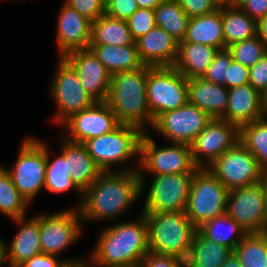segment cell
Segmentation results:
<instances>
[{
	"label": "cell",
	"instance_id": "obj_29",
	"mask_svg": "<svg viewBox=\"0 0 267 267\" xmlns=\"http://www.w3.org/2000/svg\"><path fill=\"white\" fill-rule=\"evenodd\" d=\"M197 231L205 239L226 246L232 250H234L247 235L246 231L239 223L230 218L227 214L205 222Z\"/></svg>",
	"mask_w": 267,
	"mask_h": 267
},
{
	"label": "cell",
	"instance_id": "obj_3",
	"mask_svg": "<svg viewBox=\"0 0 267 267\" xmlns=\"http://www.w3.org/2000/svg\"><path fill=\"white\" fill-rule=\"evenodd\" d=\"M150 66L134 71L116 72L111 80L105 103L120 124L133 125L146 132L152 128V115L148 108L146 82Z\"/></svg>",
	"mask_w": 267,
	"mask_h": 267
},
{
	"label": "cell",
	"instance_id": "obj_11",
	"mask_svg": "<svg viewBox=\"0 0 267 267\" xmlns=\"http://www.w3.org/2000/svg\"><path fill=\"white\" fill-rule=\"evenodd\" d=\"M54 73L50 95L57 107L52 120L58 126L71 115L91 107L96 101L86 92L76 71L62 57L58 58Z\"/></svg>",
	"mask_w": 267,
	"mask_h": 267
},
{
	"label": "cell",
	"instance_id": "obj_9",
	"mask_svg": "<svg viewBox=\"0 0 267 267\" xmlns=\"http://www.w3.org/2000/svg\"><path fill=\"white\" fill-rule=\"evenodd\" d=\"M146 96L153 125L160 114L178 109L189 101L188 79L174 66H150Z\"/></svg>",
	"mask_w": 267,
	"mask_h": 267
},
{
	"label": "cell",
	"instance_id": "obj_39",
	"mask_svg": "<svg viewBox=\"0 0 267 267\" xmlns=\"http://www.w3.org/2000/svg\"><path fill=\"white\" fill-rule=\"evenodd\" d=\"M126 21L134 40L156 26L154 10L148 8H138Z\"/></svg>",
	"mask_w": 267,
	"mask_h": 267
},
{
	"label": "cell",
	"instance_id": "obj_41",
	"mask_svg": "<svg viewBox=\"0 0 267 267\" xmlns=\"http://www.w3.org/2000/svg\"><path fill=\"white\" fill-rule=\"evenodd\" d=\"M138 8L136 0L105 1V14L114 19L127 20Z\"/></svg>",
	"mask_w": 267,
	"mask_h": 267
},
{
	"label": "cell",
	"instance_id": "obj_53",
	"mask_svg": "<svg viewBox=\"0 0 267 267\" xmlns=\"http://www.w3.org/2000/svg\"><path fill=\"white\" fill-rule=\"evenodd\" d=\"M3 263H7L6 262V254H5V242L4 240L0 237V266Z\"/></svg>",
	"mask_w": 267,
	"mask_h": 267
},
{
	"label": "cell",
	"instance_id": "obj_1",
	"mask_svg": "<svg viewBox=\"0 0 267 267\" xmlns=\"http://www.w3.org/2000/svg\"><path fill=\"white\" fill-rule=\"evenodd\" d=\"M140 198L141 179L138 171L103 172L82 193L78 209L83 225L101 220L114 223Z\"/></svg>",
	"mask_w": 267,
	"mask_h": 267
},
{
	"label": "cell",
	"instance_id": "obj_49",
	"mask_svg": "<svg viewBox=\"0 0 267 267\" xmlns=\"http://www.w3.org/2000/svg\"><path fill=\"white\" fill-rule=\"evenodd\" d=\"M163 0H136L139 8H148L154 10Z\"/></svg>",
	"mask_w": 267,
	"mask_h": 267
},
{
	"label": "cell",
	"instance_id": "obj_23",
	"mask_svg": "<svg viewBox=\"0 0 267 267\" xmlns=\"http://www.w3.org/2000/svg\"><path fill=\"white\" fill-rule=\"evenodd\" d=\"M60 152L65 156L71 181L83 193L103 173L83 143L61 136Z\"/></svg>",
	"mask_w": 267,
	"mask_h": 267
},
{
	"label": "cell",
	"instance_id": "obj_27",
	"mask_svg": "<svg viewBox=\"0 0 267 267\" xmlns=\"http://www.w3.org/2000/svg\"><path fill=\"white\" fill-rule=\"evenodd\" d=\"M89 49L94 52L111 74L134 71L144 66L139 58L135 42L126 46L89 45Z\"/></svg>",
	"mask_w": 267,
	"mask_h": 267
},
{
	"label": "cell",
	"instance_id": "obj_33",
	"mask_svg": "<svg viewBox=\"0 0 267 267\" xmlns=\"http://www.w3.org/2000/svg\"><path fill=\"white\" fill-rule=\"evenodd\" d=\"M154 14L156 26L162 27L178 42L184 39L190 17L177 0H163L154 9Z\"/></svg>",
	"mask_w": 267,
	"mask_h": 267
},
{
	"label": "cell",
	"instance_id": "obj_31",
	"mask_svg": "<svg viewBox=\"0 0 267 267\" xmlns=\"http://www.w3.org/2000/svg\"><path fill=\"white\" fill-rule=\"evenodd\" d=\"M225 48L258 35L257 22L237 7H222Z\"/></svg>",
	"mask_w": 267,
	"mask_h": 267
},
{
	"label": "cell",
	"instance_id": "obj_8",
	"mask_svg": "<svg viewBox=\"0 0 267 267\" xmlns=\"http://www.w3.org/2000/svg\"><path fill=\"white\" fill-rule=\"evenodd\" d=\"M228 192L208 168H198L191 182L186 216L198 229L205 222L226 214Z\"/></svg>",
	"mask_w": 267,
	"mask_h": 267
},
{
	"label": "cell",
	"instance_id": "obj_17",
	"mask_svg": "<svg viewBox=\"0 0 267 267\" xmlns=\"http://www.w3.org/2000/svg\"><path fill=\"white\" fill-rule=\"evenodd\" d=\"M120 125L116 115L105 102H95L91 107L71 115L60 126L67 132L62 136L69 141L86 140L110 133Z\"/></svg>",
	"mask_w": 267,
	"mask_h": 267
},
{
	"label": "cell",
	"instance_id": "obj_37",
	"mask_svg": "<svg viewBox=\"0 0 267 267\" xmlns=\"http://www.w3.org/2000/svg\"><path fill=\"white\" fill-rule=\"evenodd\" d=\"M227 49L231 52L234 61L247 68L254 66L260 58L267 54V49L259 35L251 39L235 42L228 46Z\"/></svg>",
	"mask_w": 267,
	"mask_h": 267
},
{
	"label": "cell",
	"instance_id": "obj_40",
	"mask_svg": "<svg viewBox=\"0 0 267 267\" xmlns=\"http://www.w3.org/2000/svg\"><path fill=\"white\" fill-rule=\"evenodd\" d=\"M105 1L106 0H65L64 2L77 10L81 15L94 22L98 17L105 14Z\"/></svg>",
	"mask_w": 267,
	"mask_h": 267
},
{
	"label": "cell",
	"instance_id": "obj_5",
	"mask_svg": "<svg viewBox=\"0 0 267 267\" xmlns=\"http://www.w3.org/2000/svg\"><path fill=\"white\" fill-rule=\"evenodd\" d=\"M144 215L148 224L149 252L186 261L197 228L185 211Z\"/></svg>",
	"mask_w": 267,
	"mask_h": 267
},
{
	"label": "cell",
	"instance_id": "obj_25",
	"mask_svg": "<svg viewBox=\"0 0 267 267\" xmlns=\"http://www.w3.org/2000/svg\"><path fill=\"white\" fill-rule=\"evenodd\" d=\"M181 42L201 43L218 50L225 49L222 8L210 14L190 18Z\"/></svg>",
	"mask_w": 267,
	"mask_h": 267
},
{
	"label": "cell",
	"instance_id": "obj_38",
	"mask_svg": "<svg viewBox=\"0 0 267 267\" xmlns=\"http://www.w3.org/2000/svg\"><path fill=\"white\" fill-rule=\"evenodd\" d=\"M232 60V54L227 48L218 50L202 78L226 87L227 69Z\"/></svg>",
	"mask_w": 267,
	"mask_h": 267
},
{
	"label": "cell",
	"instance_id": "obj_18",
	"mask_svg": "<svg viewBox=\"0 0 267 267\" xmlns=\"http://www.w3.org/2000/svg\"><path fill=\"white\" fill-rule=\"evenodd\" d=\"M77 73L86 92L96 101L105 102L111 73L91 49L71 51L62 57Z\"/></svg>",
	"mask_w": 267,
	"mask_h": 267
},
{
	"label": "cell",
	"instance_id": "obj_16",
	"mask_svg": "<svg viewBox=\"0 0 267 267\" xmlns=\"http://www.w3.org/2000/svg\"><path fill=\"white\" fill-rule=\"evenodd\" d=\"M226 214L249 233L265 232L264 179L257 184L230 190Z\"/></svg>",
	"mask_w": 267,
	"mask_h": 267
},
{
	"label": "cell",
	"instance_id": "obj_51",
	"mask_svg": "<svg viewBox=\"0 0 267 267\" xmlns=\"http://www.w3.org/2000/svg\"><path fill=\"white\" fill-rule=\"evenodd\" d=\"M213 2L218 8L238 6V0H213Z\"/></svg>",
	"mask_w": 267,
	"mask_h": 267
},
{
	"label": "cell",
	"instance_id": "obj_7",
	"mask_svg": "<svg viewBox=\"0 0 267 267\" xmlns=\"http://www.w3.org/2000/svg\"><path fill=\"white\" fill-rule=\"evenodd\" d=\"M20 145L13 166L4 168L10 174L16 189L31 205L45 185L47 164L45 142L40 138L27 136Z\"/></svg>",
	"mask_w": 267,
	"mask_h": 267
},
{
	"label": "cell",
	"instance_id": "obj_42",
	"mask_svg": "<svg viewBox=\"0 0 267 267\" xmlns=\"http://www.w3.org/2000/svg\"><path fill=\"white\" fill-rule=\"evenodd\" d=\"M81 260L83 259H62L54 255L40 253L38 255L33 256L29 260L21 263L17 267H64L67 263H75Z\"/></svg>",
	"mask_w": 267,
	"mask_h": 267
},
{
	"label": "cell",
	"instance_id": "obj_32",
	"mask_svg": "<svg viewBox=\"0 0 267 267\" xmlns=\"http://www.w3.org/2000/svg\"><path fill=\"white\" fill-rule=\"evenodd\" d=\"M45 151L47 155V164L44 189H46L47 192L54 194L65 193L71 189L75 190L80 198L79 203L76 206V208H79L82 202V192L71 181L65 156L60 152L58 156L52 160L50 154L51 150L46 142Z\"/></svg>",
	"mask_w": 267,
	"mask_h": 267
},
{
	"label": "cell",
	"instance_id": "obj_19",
	"mask_svg": "<svg viewBox=\"0 0 267 267\" xmlns=\"http://www.w3.org/2000/svg\"><path fill=\"white\" fill-rule=\"evenodd\" d=\"M92 21L63 2L57 18L56 42L59 57L71 51L88 49Z\"/></svg>",
	"mask_w": 267,
	"mask_h": 267
},
{
	"label": "cell",
	"instance_id": "obj_34",
	"mask_svg": "<svg viewBox=\"0 0 267 267\" xmlns=\"http://www.w3.org/2000/svg\"><path fill=\"white\" fill-rule=\"evenodd\" d=\"M239 141L254 155L259 166L267 170V118L250 122L239 128Z\"/></svg>",
	"mask_w": 267,
	"mask_h": 267
},
{
	"label": "cell",
	"instance_id": "obj_13",
	"mask_svg": "<svg viewBox=\"0 0 267 267\" xmlns=\"http://www.w3.org/2000/svg\"><path fill=\"white\" fill-rule=\"evenodd\" d=\"M194 173L153 175L141 213L185 211Z\"/></svg>",
	"mask_w": 267,
	"mask_h": 267
},
{
	"label": "cell",
	"instance_id": "obj_2",
	"mask_svg": "<svg viewBox=\"0 0 267 267\" xmlns=\"http://www.w3.org/2000/svg\"><path fill=\"white\" fill-rule=\"evenodd\" d=\"M110 225V226H109ZM101 230L88 259L97 267H139L149 253L148 224L138 219L109 224Z\"/></svg>",
	"mask_w": 267,
	"mask_h": 267
},
{
	"label": "cell",
	"instance_id": "obj_55",
	"mask_svg": "<svg viewBox=\"0 0 267 267\" xmlns=\"http://www.w3.org/2000/svg\"><path fill=\"white\" fill-rule=\"evenodd\" d=\"M262 110L264 116L267 118V90L262 94Z\"/></svg>",
	"mask_w": 267,
	"mask_h": 267
},
{
	"label": "cell",
	"instance_id": "obj_47",
	"mask_svg": "<svg viewBox=\"0 0 267 267\" xmlns=\"http://www.w3.org/2000/svg\"><path fill=\"white\" fill-rule=\"evenodd\" d=\"M238 7L256 22L267 14V0H241Z\"/></svg>",
	"mask_w": 267,
	"mask_h": 267
},
{
	"label": "cell",
	"instance_id": "obj_54",
	"mask_svg": "<svg viewBox=\"0 0 267 267\" xmlns=\"http://www.w3.org/2000/svg\"><path fill=\"white\" fill-rule=\"evenodd\" d=\"M264 194H265V232H267V179L264 177Z\"/></svg>",
	"mask_w": 267,
	"mask_h": 267
},
{
	"label": "cell",
	"instance_id": "obj_22",
	"mask_svg": "<svg viewBox=\"0 0 267 267\" xmlns=\"http://www.w3.org/2000/svg\"><path fill=\"white\" fill-rule=\"evenodd\" d=\"M19 226L10 244L5 242L6 262L14 267L42 253L39 233V213L30 218L13 219Z\"/></svg>",
	"mask_w": 267,
	"mask_h": 267
},
{
	"label": "cell",
	"instance_id": "obj_57",
	"mask_svg": "<svg viewBox=\"0 0 267 267\" xmlns=\"http://www.w3.org/2000/svg\"><path fill=\"white\" fill-rule=\"evenodd\" d=\"M264 177L267 179V170L265 171Z\"/></svg>",
	"mask_w": 267,
	"mask_h": 267
},
{
	"label": "cell",
	"instance_id": "obj_36",
	"mask_svg": "<svg viewBox=\"0 0 267 267\" xmlns=\"http://www.w3.org/2000/svg\"><path fill=\"white\" fill-rule=\"evenodd\" d=\"M233 252L241 267H267V232L247 234Z\"/></svg>",
	"mask_w": 267,
	"mask_h": 267
},
{
	"label": "cell",
	"instance_id": "obj_12",
	"mask_svg": "<svg viewBox=\"0 0 267 267\" xmlns=\"http://www.w3.org/2000/svg\"><path fill=\"white\" fill-rule=\"evenodd\" d=\"M83 222L78 208L39 213V233L42 253L59 257L83 234Z\"/></svg>",
	"mask_w": 267,
	"mask_h": 267
},
{
	"label": "cell",
	"instance_id": "obj_15",
	"mask_svg": "<svg viewBox=\"0 0 267 267\" xmlns=\"http://www.w3.org/2000/svg\"><path fill=\"white\" fill-rule=\"evenodd\" d=\"M239 141V128L221 118H212L190 144L197 168H208Z\"/></svg>",
	"mask_w": 267,
	"mask_h": 267
},
{
	"label": "cell",
	"instance_id": "obj_28",
	"mask_svg": "<svg viewBox=\"0 0 267 267\" xmlns=\"http://www.w3.org/2000/svg\"><path fill=\"white\" fill-rule=\"evenodd\" d=\"M134 42L126 20L104 14L92 22L90 45L126 46Z\"/></svg>",
	"mask_w": 267,
	"mask_h": 267
},
{
	"label": "cell",
	"instance_id": "obj_46",
	"mask_svg": "<svg viewBox=\"0 0 267 267\" xmlns=\"http://www.w3.org/2000/svg\"><path fill=\"white\" fill-rule=\"evenodd\" d=\"M227 70L226 88L231 89L241 85L249 84V68L232 60Z\"/></svg>",
	"mask_w": 267,
	"mask_h": 267
},
{
	"label": "cell",
	"instance_id": "obj_10",
	"mask_svg": "<svg viewBox=\"0 0 267 267\" xmlns=\"http://www.w3.org/2000/svg\"><path fill=\"white\" fill-rule=\"evenodd\" d=\"M208 170L229 191L260 183L265 174L254 155L240 141L217 158Z\"/></svg>",
	"mask_w": 267,
	"mask_h": 267
},
{
	"label": "cell",
	"instance_id": "obj_44",
	"mask_svg": "<svg viewBox=\"0 0 267 267\" xmlns=\"http://www.w3.org/2000/svg\"><path fill=\"white\" fill-rule=\"evenodd\" d=\"M186 14L192 18L210 14L219 9L213 0H177Z\"/></svg>",
	"mask_w": 267,
	"mask_h": 267
},
{
	"label": "cell",
	"instance_id": "obj_45",
	"mask_svg": "<svg viewBox=\"0 0 267 267\" xmlns=\"http://www.w3.org/2000/svg\"><path fill=\"white\" fill-rule=\"evenodd\" d=\"M139 267H186V265L180 258L149 252Z\"/></svg>",
	"mask_w": 267,
	"mask_h": 267
},
{
	"label": "cell",
	"instance_id": "obj_21",
	"mask_svg": "<svg viewBox=\"0 0 267 267\" xmlns=\"http://www.w3.org/2000/svg\"><path fill=\"white\" fill-rule=\"evenodd\" d=\"M262 95L250 84L229 89L228 104L221 119L236 125L238 128L250 122L262 119Z\"/></svg>",
	"mask_w": 267,
	"mask_h": 267
},
{
	"label": "cell",
	"instance_id": "obj_30",
	"mask_svg": "<svg viewBox=\"0 0 267 267\" xmlns=\"http://www.w3.org/2000/svg\"><path fill=\"white\" fill-rule=\"evenodd\" d=\"M232 252V249L207 240L196 231L185 265L186 267H220Z\"/></svg>",
	"mask_w": 267,
	"mask_h": 267
},
{
	"label": "cell",
	"instance_id": "obj_43",
	"mask_svg": "<svg viewBox=\"0 0 267 267\" xmlns=\"http://www.w3.org/2000/svg\"><path fill=\"white\" fill-rule=\"evenodd\" d=\"M249 84L261 95L267 90V54L249 68Z\"/></svg>",
	"mask_w": 267,
	"mask_h": 267
},
{
	"label": "cell",
	"instance_id": "obj_50",
	"mask_svg": "<svg viewBox=\"0 0 267 267\" xmlns=\"http://www.w3.org/2000/svg\"><path fill=\"white\" fill-rule=\"evenodd\" d=\"M220 267H241L239 258L232 252Z\"/></svg>",
	"mask_w": 267,
	"mask_h": 267
},
{
	"label": "cell",
	"instance_id": "obj_6",
	"mask_svg": "<svg viewBox=\"0 0 267 267\" xmlns=\"http://www.w3.org/2000/svg\"><path fill=\"white\" fill-rule=\"evenodd\" d=\"M150 135L147 130L140 140L138 172L141 179V196L146 190L147 172H150L149 175L182 174L195 173L198 169L193 163L190 145L170 143L171 145L158 148Z\"/></svg>",
	"mask_w": 267,
	"mask_h": 267
},
{
	"label": "cell",
	"instance_id": "obj_35",
	"mask_svg": "<svg viewBox=\"0 0 267 267\" xmlns=\"http://www.w3.org/2000/svg\"><path fill=\"white\" fill-rule=\"evenodd\" d=\"M30 205L14 186L10 174L0 165V213L9 219L24 218Z\"/></svg>",
	"mask_w": 267,
	"mask_h": 267
},
{
	"label": "cell",
	"instance_id": "obj_48",
	"mask_svg": "<svg viewBox=\"0 0 267 267\" xmlns=\"http://www.w3.org/2000/svg\"><path fill=\"white\" fill-rule=\"evenodd\" d=\"M257 32L267 49V14L257 22Z\"/></svg>",
	"mask_w": 267,
	"mask_h": 267
},
{
	"label": "cell",
	"instance_id": "obj_4",
	"mask_svg": "<svg viewBox=\"0 0 267 267\" xmlns=\"http://www.w3.org/2000/svg\"><path fill=\"white\" fill-rule=\"evenodd\" d=\"M143 133L136 126L120 124L110 133L88 139L83 144L103 172L138 171L139 163H136V166L135 164L127 166L129 164L127 162H130L131 158L139 159L140 140ZM116 166H118L117 170Z\"/></svg>",
	"mask_w": 267,
	"mask_h": 267
},
{
	"label": "cell",
	"instance_id": "obj_24",
	"mask_svg": "<svg viewBox=\"0 0 267 267\" xmlns=\"http://www.w3.org/2000/svg\"><path fill=\"white\" fill-rule=\"evenodd\" d=\"M229 89L225 86L206 81L202 77L188 79L189 102L211 118H221L228 104Z\"/></svg>",
	"mask_w": 267,
	"mask_h": 267
},
{
	"label": "cell",
	"instance_id": "obj_56",
	"mask_svg": "<svg viewBox=\"0 0 267 267\" xmlns=\"http://www.w3.org/2000/svg\"><path fill=\"white\" fill-rule=\"evenodd\" d=\"M3 265H4V263H3V264H2L0 267H2ZM6 265H7V267H14L13 265H11V264H10V263H8V262H7V264H6Z\"/></svg>",
	"mask_w": 267,
	"mask_h": 267
},
{
	"label": "cell",
	"instance_id": "obj_14",
	"mask_svg": "<svg viewBox=\"0 0 267 267\" xmlns=\"http://www.w3.org/2000/svg\"><path fill=\"white\" fill-rule=\"evenodd\" d=\"M212 118L189 101L182 107L160 114L152 128L169 143L190 145Z\"/></svg>",
	"mask_w": 267,
	"mask_h": 267
},
{
	"label": "cell",
	"instance_id": "obj_52",
	"mask_svg": "<svg viewBox=\"0 0 267 267\" xmlns=\"http://www.w3.org/2000/svg\"><path fill=\"white\" fill-rule=\"evenodd\" d=\"M64 267H97L89 259L77 261L75 263H67Z\"/></svg>",
	"mask_w": 267,
	"mask_h": 267
},
{
	"label": "cell",
	"instance_id": "obj_26",
	"mask_svg": "<svg viewBox=\"0 0 267 267\" xmlns=\"http://www.w3.org/2000/svg\"><path fill=\"white\" fill-rule=\"evenodd\" d=\"M217 51V48L201 43L179 42L173 66L187 79L202 77Z\"/></svg>",
	"mask_w": 267,
	"mask_h": 267
},
{
	"label": "cell",
	"instance_id": "obj_20",
	"mask_svg": "<svg viewBox=\"0 0 267 267\" xmlns=\"http://www.w3.org/2000/svg\"><path fill=\"white\" fill-rule=\"evenodd\" d=\"M138 55L146 66H173L178 54V41L162 27L155 26L135 40Z\"/></svg>",
	"mask_w": 267,
	"mask_h": 267
}]
</instances>
